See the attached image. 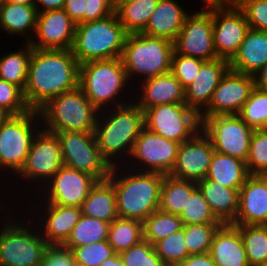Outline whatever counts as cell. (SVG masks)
<instances>
[{"instance_id": "cell-35", "label": "cell", "mask_w": 267, "mask_h": 266, "mask_svg": "<svg viewBox=\"0 0 267 266\" xmlns=\"http://www.w3.org/2000/svg\"><path fill=\"white\" fill-rule=\"evenodd\" d=\"M143 240V222L135 219L117 218L111 222L108 243L115 253L128 250Z\"/></svg>"}, {"instance_id": "cell-42", "label": "cell", "mask_w": 267, "mask_h": 266, "mask_svg": "<svg viewBox=\"0 0 267 266\" xmlns=\"http://www.w3.org/2000/svg\"><path fill=\"white\" fill-rule=\"evenodd\" d=\"M221 226L197 223L184 225L185 241L189 254L209 253L213 236Z\"/></svg>"}, {"instance_id": "cell-38", "label": "cell", "mask_w": 267, "mask_h": 266, "mask_svg": "<svg viewBox=\"0 0 267 266\" xmlns=\"http://www.w3.org/2000/svg\"><path fill=\"white\" fill-rule=\"evenodd\" d=\"M183 226L179 215L156 210L143 221V240L154 245L157 241L181 230Z\"/></svg>"}, {"instance_id": "cell-29", "label": "cell", "mask_w": 267, "mask_h": 266, "mask_svg": "<svg viewBox=\"0 0 267 266\" xmlns=\"http://www.w3.org/2000/svg\"><path fill=\"white\" fill-rule=\"evenodd\" d=\"M82 215L111 223L119 217L116 193L113 184L107 179L97 181L90 189L81 206Z\"/></svg>"}, {"instance_id": "cell-4", "label": "cell", "mask_w": 267, "mask_h": 266, "mask_svg": "<svg viewBox=\"0 0 267 266\" xmlns=\"http://www.w3.org/2000/svg\"><path fill=\"white\" fill-rule=\"evenodd\" d=\"M46 123L45 131L60 133L67 131L94 132L99 110L89 101L80 87L50 99L39 110ZM96 115V116H95Z\"/></svg>"}, {"instance_id": "cell-55", "label": "cell", "mask_w": 267, "mask_h": 266, "mask_svg": "<svg viewBox=\"0 0 267 266\" xmlns=\"http://www.w3.org/2000/svg\"><path fill=\"white\" fill-rule=\"evenodd\" d=\"M250 1L251 0H219V8L241 9Z\"/></svg>"}, {"instance_id": "cell-37", "label": "cell", "mask_w": 267, "mask_h": 266, "mask_svg": "<svg viewBox=\"0 0 267 266\" xmlns=\"http://www.w3.org/2000/svg\"><path fill=\"white\" fill-rule=\"evenodd\" d=\"M241 233L250 266L267 262V225H234Z\"/></svg>"}, {"instance_id": "cell-6", "label": "cell", "mask_w": 267, "mask_h": 266, "mask_svg": "<svg viewBox=\"0 0 267 266\" xmlns=\"http://www.w3.org/2000/svg\"><path fill=\"white\" fill-rule=\"evenodd\" d=\"M173 42L143 33L128 34L121 59L126 74L150 78L171 72Z\"/></svg>"}, {"instance_id": "cell-54", "label": "cell", "mask_w": 267, "mask_h": 266, "mask_svg": "<svg viewBox=\"0 0 267 266\" xmlns=\"http://www.w3.org/2000/svg\"><path fill=\"white\" fill-rule=\"evenodd\" d=\"M255 87L262 91H267V63L253 75Z\"/></svg>"}, {"instance_id": "cell-17", "label": "cell", "mask_w": 267, "mask_h": 266, "mask_svg": "<svg viewBox=\"0 0 267 266\" xmlns=\"http://www.w3.org/2000/svg\"><path fill=\"white\" fill-rule=\"evenodd\" d=\"M179 145L144 127L135 141L131 156L150 167L140 170L169 175L176 163Z\"/></svg>"}, {"instance_id": "cell-62", "label": "cell", "mask_w": 267, "mask_h": 266, "mask_svg": "<svg viewBox=\"0 0 267 266\" xmlns=\"http://www.w3.org/2000/svg\"><path fill=\"white\" fill-rule=\"evenodd\" d=\"M6 0H0V6L5 3Z\"/></svg>"}, {"instance_id": "cell-33", "label": "cell", "mask_w": 267, "mask_h": 266, "mask_svg": "<svg viewBox=\"0 0 267 266\" xmlns=\"http://www.w3.org/2000/svg\"><path fill=\"white\" fill-rule=\"evenodd\" d=\"M38 11L35 5L5 2L0 6V27L10 34L25 35L36 29Z\"/></svg>"}, {"instance_id": "cell-15", "label": "cell", "mask_w": 267, "mask_h": 266, "mask_svg": "<svg viewBox=\"0 0 267 266\" xmlns=\"http://www.w3.org/2000/svg\"><path fill=\"white\" fill-rule=\"evenodd\" d=\"M64 165L60 143L56 134L38 130L26 161L19 174L28 179L50 180Z\"/></svg>"}, {"instance_id": "cell-43", "label": "cell", "mask_w": 267, "mask_h": 266, "mask_svg": "<svg viewBox=\"0 0 267 266\" xmlns=\"http://www.w3.org/2000/svg\"><path fill=\"white\" fill-rule=\"evenodd\" d=\"M246 165L250 175L267 173V129H254Z\"/></svg>"}, {"instance_id": "cell-57", "label": "cell", "mask_w": 267, "mask_h": 266, "mask_svg": "<svg viewBox=\"0 0 267 266\" xmlns=\"http://www.w3.org/2000/svg\"><path fill=\"white\" fill-rule=\"evenodd\" d=\"M5 2L24 4V5H35V0H6Z\"/></svg>"}, {"instance_id": "cell-41", "label": "cell", "mask_w": 267, "mask_h": 266, "mask_svg": "<svg viewBox=\"0 0 267 266\" xmlns=\"http://www.w3.org/2000/svg\"><path fill=\"white\" fill-rule=\"evenodd\" d=\"M157 255L166 266H178L187 256L184 229L167 236L154 244Z\"/></svg>"}, {"instance_id": "cell-2", "label": "cell", "mask_w": 267, "mask_h": 266, "mask_svg": "<svg viewBox=\"0 0 267 266\" xmlns=\"http://www.w3.org/2000/svg\"><path fill=\"white\" fill-rule=\"evenodd\" d=\"M117 171V165L112 167L108 180L113 184L116 193L119 218L143 222L149 215L159 210L160 189L164 175L136 172L119 179Z\"/></svg>"}, {"instance_id": "cell-48", "label": "cell", "mask_w": 267, "mask_h": 266, "mask_svg": "<svg viewBox=\"0 0 267 266\" xmlns=\"http://www.w3.org/2000/svg\"><path fill=\"white\" fill-rule=\"evenodd\" d=\"M241 10L250 28L267 32V0H251Z\"/></svg>"}, {"instance_id": "cell-21", "label": "cell", "mask_w": 267, "mask_h": 266, "mask_svg": "<svg viewBox=\"0 0 267 266\" xmlns=\"http://www.w3.org/2000/svg\"><path fill=\"white\" fill-rule=\"evenodd\" d=\"M230 69L229 60L216 58L205 61L190 85L185 88V104L201 113L202 105L207 107L222 77ZM201 107V108H200Z\"/></svg>"}, {"instance_id": "cell-12", "label": "cell", "mask_w": 267, "mask_h": 266, "mask_svg": "<svg viewBox=\"0 0 267 266\" xmlns=\"http://www.w3.org/2000/svg\"><path fill=\"white\" fill-rule=\"evenodd\" d=\"M37 115H39L37 110H30L21 115H10L2 123L0 127V166L8 167L17 174L20 172L36 136L35 132L37 131L33 129L32 121Z\"/></svg>"}, {"instance_id": "cell-10", "label": "cell", "mask_w": 267, "mask_h": 266, "mask_svg": "<svg viewBox=\"0 0 267 266\" xmlns=\"http://www.w3.org/2000/svg\"><path fill=\"white\" fill-rule=\"evenodd\" d=\"M199 117L201 131L211 140L215 152L246 161L253 128L237 114Z\"/></svg>"}, {"instance_id": "cell-58", "label": "cell", "mask_w": 267, "mask_h": 266, "mask_svg": "<svg viewBox=\"0 0 267 266\" xmlns=\"http://www.w3.org/2000/svg\"><path fill=\"white\" fill-rule=\"evenodd\" d=\"M10 115L0 107V127Z\"/></svg>"}, {"instance_id": "cell-39", "label": "cell", "mask_w": 267, "mask_h": 266, "mask_svg": "<svg viewBox=\"0 0 267 266\" xmlns=\"http://www.w3.org/2000/svg\"><path fill=\"white\" fill-rule=\"evenodd\" d=\"M184 225L190 224H214L223 225L210 209L200 189L197 187L188 198L186 207L179 215Z\"/></svg>"}, {"instance_id": "cell-31", "label": "cell", "mask_w": 267, "mask_h": 266, "mask_svg": "<svg viewBox=\"0 0 267 266\" xmlns=\"http://www.w3.org/2000/svg\"><path fill=\"white\" fill-rule=\"evenodd\" d=\"M197 187V182L164 175L160 189L159 210L180 215L191 193Z\"/></svg>"}, {"instance_id": "cell-26", "label": "cell", "mask_w": 267, "mask_h": 266, "mask_svg": "<svg viewBox=\"0 0 267 266\" xmlns=\"http://www.w3.org/2000/svg\"><path fill=\"white\" fill-rule=\"evenodd\" d=\"M187 15L174 0H159L142 33L174 42Z\"/></svg>"}, {"instance_id": "cell-23", "label": "cell", "mask_w": 267, "mask_h": 266, "mask_svg": "<svg viewBox=\"0 0 267 266\" xmlns=\"http://www.w3.org/2000/svg\"><path fill=\"white\" fill-rule=\"evenodd\" d=\"M209 254L217 266H250L240 230L232 224L218 228Z\"/></svg>"}, {"instance_id": "cell-61", "label": "cell", "mask_w": 267, "mask_h": 266, "mask_svg": "<svg viewBox=\"0 0 267 266\" xmlns=\"http://www.w3.org/2000/svg\"><path fill=\"white\" fill-rule=\"evenodd\" d=\"M125 1H131V0H115V2H125Z\"/></svg>"}, {"instance_id": "cell-9", "label": "cell", "mask_w": 267, "mask_h": 266, "mask_svg": "<svg viewBox=\"0 0 267 266\" xmlns=\"http://www.w3.org/2000/svg\"><path fill=\"white\" fill-rule=\"evenodd\" d=\"M58 137L65 166L87 173L97 181L107 180L112 166L102 157L94 132H60Z\"/></svg>"}, {"instance_id": "cell-1", "label": "cell", "mask_w": 267, "mask_h": 266, "mask_svg": "<svg viewBox=\"0 0 267 266\" xmlns=\"http://www.w3.org/2000/svg\"><path fill=\"white\" fill-rule=\"evenodd\" d=\"M80 64L71 49H33L24 98L30 110L79 87Z\"/></svg>"}, {"instance_id": "cell-60", "label": "cell", "mask_w": 267, "mask_h": 266, "mask_svg": "<svg viewBox=\"0 0 267 266\" xmlns=\"http://www.w3.org/2000/svg\"><path fill=\"white\" fill-rule=\"evenodd\" d=\"M267 184V173L259 175Z\"/></svg>"}, {"instance_id": "cell-22", "label": "cell", "mask_w": 267, "mask_h": 266, "mask_svg": "<svg viewBox=\"0 0 267 266\" xmlns=\"http://www.w3.org/2000/svg\"><path fill=\"white\" fill-rule=\"evenodd\" d=\"M232 225H267V184L250 175L239 190V208Z\"/></svg>"}, {"instance_id": "cell-51", "label": "cell", "mask_w": 267, "mask_h": 266, "mask_svg": "<svg viewBox=\"0 0 267 266\" xmlns=\"http://www.w3.org/2000/svg\"><path fill=\"white\" fill-rule=\"evenodd\" d=\"M85 1L86 0H65L63 9L76 25L84 23V11L86 10Z\"/></svg>"}, {"instance_id": "cell-14", "label": "cell", "mask_w": 267, "mask_h": 266, "mask_svg": "<svg viewBox=\"0 0 267 266\" xmlns=\"http://www.w3.org/2000/svg\"><path fill=\"white\" fill-rule=\"evenodd\" d=\"M254 88L252 75L229 69L214 90L205 112L199 116L238 114Z\"/></svg>"}, {"instance_id": "cell-34", "label": "cell", "mask_w": 267, "mask_h": 266, "mask_svg": "<svg viewBox=\"0 0 267 266\" xmlns=\"http://www.w3.org/2000/svg\"><path fill=\"white\" fill-rule=\"evenodd\" d=\"M109 222L82 215L63 244L70 251L73 248L105 241L108 239Z\"/></svg>"}, {"instance_id": "cell-59", "label": "cell", "mask_w": 267, "mask_h": 266, "mask_svg": "<svg viewBox=\"0 0 267 266\" xmlns=\"http://www.w3.org/2000/svg\"><path fill=\"white\" fill-rule=\"evenodd\" d=\"M207 7H218L219 8V0H203Z\"/></svg>"}, {"instance_id": "cell-5", "label": "cell", "mask_w": 267, "mask_h": 266, "mask_svg": "<svg viewBox=\"0 0 267 266\" xmlns=\"http://www.w3.org/2000/svg\"><path fill=\"white\" fill-rule=\"evenodd\" d=\"M106 117L108 118L102 121H105L102 125L100 120H97L94 135L102 157L115 167L111 157L121 154L122 151L131 154L137 137L145 127L144 111L137 104L125 103L116 108V111L114 108V112H110Z\"/></svg>"}, {"instance_id": "cell-53", "label": "cell", "mask_w": 267, "mask_h": 266, "mask_svg": "<svg viewBox=\"0 0 267 266\" xmlns=\"http://www.w3.org/2000/svg\"><path fill=\"white\" fill-rule=\"evenodd\" d=\"M37 1L39 4L43 5V10H39V5L37 4ZM65 5V0H35V7L38 12H47L57 9H63Z\"/></svg>"}, {"instance_id": "cell-32", "label": "cell", "mask_w": 267, "mask_h": 266, "mask_svg": "<svg viewBox=\"0 0 267 266\" xmlns=\"http://www.w3.org/2000/svg\"><path fill=\"white\" fill-rule=\"evenodd\" d=\"M159 0L115 2L118 21L128 34L142 33Z\"/></svg>"}, {"instance_id": "cell-47", "label": "cell", "mask_w": 267, "mask_h": 266, "mask_svg": "<svg viewBox=\"0 0 267 266\" xmlns=\"http://www.w3.org/2000/svg\"><path fill=\"white\" fill-rule=\"evenodd\" d=\"M205 61L196 57L184 56L173 52L171 73L182 84L184 88L192 83L195 76Z\"/></svg>"}, {"instance_id": "cell-46", "label": "cell", "mask_w": 267, "mask_h": 266, "mask_svg": "<svg viewBox=\"0 0 267 266\" xmlns=\"http://www.w3.org/2000/svg\"><path fill=\"white\" fill-rule=\"evenodd\" d=\"M0 107L9 115H21L30 111L23 90L2 79H0Z\"/></svg>"}, {"instance_id": "cell-16", "label": "cell", "mask_w": 267, "mask_h": 266, "mask_svg": "<svg viewBox=\"0 0 267 266\" xmlns=\"http://www.w3.org/2000/svg\"><path fill=\"white\" fill-rule=\"evenodd\" d=\"M249 29L241 9L213 7V40L219 58L230 61L238 52Z\"/></svg>"}, {"instance_id": "cell-44", "label": "cell", "mask_w": 267, "mask_h": 266, "mask_svg": "<svg viewBox=\"0 0 267 266\" xmlns=\"http://www.w3.org/2000/svg\"><path fill=\"white\" fill-rule=\"evenodd\" d=\"M71 253L76 266H99L115 254L107 240L73 248Z\"/></svg>"}, {"instance_id": "cell-7", "label": "cell", "mask_w": 267, "mask_h": 266, "mask_svg": "<svg viewBox=\"0 0 267 266\" xmlns=\"http://www.w3.org/2000/svg\"><path fill=\"white\" fill-rule=\"evenodd\" d=\"M128 80L123 61L120 58L91 60L80 64L79 87L89 101L100 111L105 103L115 98Z\"/></svg>"}, {"instance_id": "cell-50", "label": "cell", "mask_w": 267, "mask_h": 266, "mask_svg": "<svg viewBox=\"0 0 267 266\" xmlns=\"http://www.w3.org/2000/svg\"><path fill=\"white\" fill-rule=\"evenodd\" d=\"M84 23L103 19L115 12V0H86Z\"/></svg>"}, {"instance_id": "cell-28", "label": "cell", "mask_w": 267, "mask_h": 266, "mask_svg": "<svg viewBox=\"0 0 267 266\" xmlns=\"http://www.w3.org/2000/svg\"><path fill=\"white\" fill-rule=\"evenodd\" d=\"M46 208L48 215L46 214L42 237L49 245H63L82 216V209L51 203H47Z\"/></svg>"}, {"instance_id": "cell-30", "label": "cell", "mask_w": 267, "mask_h": 266, "mask_svg": "<svg viewBox=\"0 0 267 266\" xmlns=\"http://www.w3.org/2000/svg\"><path fill=\"white\" fill-rule=\"evenodd\" d=\"M249 176L246 161L214 151L206 178L227 188H241Z\"/></svg>"}, {"instance_id": "cell-56", "label": "cell", "mask_w": 267, "mask_h": 266, "mask_svg": "<svg viewBox=\"0 0 267 266\" xmlns=\"http://www.w3.org/2000/svg\"><path fill=\"white\" fill-rule=\"evenodd\" d=\"M99 266H125L120 254L115 253L113 256L104 260Z\"/></svg>"}, {"instance_id": "cell-52", "label": "cell", "mask_w": 267, "mask_h": 266, "mask_svg": "<svg viewBox=\"0 0 267 266\" xmlns=\"http://www.w3.org/2000/svg\"><path fill=\"white\" fill-rule=\"evenodd\" d=\"M178 266H217L209 253L187 256Z\"/></svg>"}, {"instance_id": "cell-18", "label": "cell", "mask_w": 267, "mask_h": 266, "mask_svg": "<svg viewBox=\"0 0 267 266\" xmlns=\"http://www.w3.org/2000/svg\"><path fill=\"white\" fill-rule=\"evenodd\" d=\"M200 132L203 135L198 132L192 139L179 145L170 176L194 182L206 178L214 149L211 140L204 132Z\"/></svg>"}, {"instance_id": "cell-45", "label": "cell", "mask_w": 267, "mask_h": 266, "mask_svg": "<svg viewBox=\"0 0 267 266\" xmlns=\"http://www.w3.org/2000/svg\"><path fill=\"white\" fill-rule=\"evenodd\" d=\"M120 257L125 266H166L157 255L154 245L144 240L121 252Z\"/></svg>"}, {"instance_id": "cell-11", "label": "cell", "mask_w": 267, "mask_h": 266, "mask_svg": "<svg viewBox=\"0 0 267 266\" xmlns=\"http://www.w3.org/2000/svg\"><path fill=\"white\" fill-rule=\"evenodd\" d=\"M22 227L20 224H5L0 232V266H40L47 241Z\"/></svg>"}, {"instance_id": "cell-13", "label": "cell", "mask_w": 267, "mask_h": 266, "mask_svg": "<svg viewBox=\"0 0 267 266\" xmlns=\"http://www.w3.org/2000/svg\"><path fill=\"white\" fill-rule=\"evenodd\" d=\"M174 52L204 61L219 58L213 40V7L187 15L173 42Z\"/></svg>"}, {"instance_id": "cell-20", "label": "cell", "mask_w": 267, "mask_h": 266, "mask_svg": "<svg viewBox=\"0 0 267 266\" xmlns=\"http://www.w3.org/2000/svg\"><path fill=\"white\" fill-rule=\"evenodd\" d=\"M75 29L76 24L64 9L38 12L35 34L39 39H28V43L34 49H71Z\"/></svg>"}, {"instance_id": "cell-36", "label": "cell", "mask_w": 267, "mask_h": 266, "mask_svg": "<svg viewBox=\"0 0 267 266\" xmlns=\"http://www.w3.org/2000/svg\"><path fill=\"white\" fill-rule=\"evenodd\" d=\"M33 49L27 42L23 50L11 52L0 58V79L13 83L24 91Z\"/></svg>"}, {"instance_id": "cell-27", "label": "cell", "mask_w": 267, "mask_h": 266, "mask_svg": "<svg viewBox=\"0 0 267 266\" xmlns=\"http://www.w3.org/2000/svg\"><path fill=\"white\" fill-rule=\"evenodd\" d=\"M197 186L217 218L231 224L238 212L240 188H227L207 178L198 181Z\"/></svg>"}, {"instance_id": "cell-25", "label": "cell", "mask_w": 267, "mask_h": 266, "mask_svg": "<svg viewBox=\"0 0 267 266\" xmlns=\"http://www.w3.org/2000/svg\"><path fill=\"white\" fill-rule=\"evenodd\" d=\"M267 63V32L250 28L238 52L229 61L230 70L255 75Z\"/></svg>"}, {"instance_id": "cell-24", "label": "cell", "mask_w": 267, "mask_h": 266, "mask_svg": "<svg viewBox=\"0 0 267 266\" xmlns=\"http://www.w3.org/2000/svg\"><path fill=\"white\" fill-rule=\"evenodd\" d=\"M142 85L143 96L137 103L142 111L157 105L185 103V88L171 72L147 78Z\"/></svg>"}, {"instance_id": "cell-3", "label": "cell", "mask_w": 267, "mask_h": 266, "mask_svg": "<svg viewBox=\"0 0 267 266\" xmlns=\"http://www.w3.org/2000/svg\"><path fill=\"white\" fill-rule=\"evenodd\" d=\"M127 35L114 12L100 20L77 24L71 51L79 64L120 58Z\"/></svg>"}, {"instance_id": "cell-8", "label": "cell", "mask_w": 267, "mask_h": 266, "mask_svg": "<svg viewBox=\"0 0 267 266\" xmlns=\"http://www.w3.org/2000/svg\"><path fill=\"white\" fill-rule=\"evenodd\" d=\"M144 123L151 132L179 144L189 141L201 130L199 114L185 103L147 108Z\"/></svg>"}, {"instance_id": "cell-49", "label": "cell", "mask_w": 267, "mask_h": 266, "mask_svg": "<svg viewBox=\"0 0 267 266\" xmlns=\"http://www.w3.org/2000/svg\"><path fill=\"white\" fill-rule=\"evenodd\" d=\"M40 266H76L73 254L63 245H49Z\"/></svg>"}, {"instance_id": "cell-40", "label": "cell", "mask_w": 267, "mask_h": 266, "mask_svg": "<svg viewBox=\"0 0 267 266\" xmlns=\"http://www.w3.org/2000/svg\"><path fill=\"white\" fill-rule=\"evenodd\" d=\"M237 115L253 129H267V91L255 87Z\"/></svg>"}, {"instance_id": "cell-19", "label": "cell", "mask_w": 267, "mask_h": 266, "mask_svg": "<svg viewBox=\"0 0 267 266\" xmlns=\"http://www.w3.org/2000/svg\"><path fill=\"white\" fill-rule=\"evenodd\" d=\"M49 181L48 203L80 208L97 183L91 175L65 165Z\"/></svg>"}]
</instances>
